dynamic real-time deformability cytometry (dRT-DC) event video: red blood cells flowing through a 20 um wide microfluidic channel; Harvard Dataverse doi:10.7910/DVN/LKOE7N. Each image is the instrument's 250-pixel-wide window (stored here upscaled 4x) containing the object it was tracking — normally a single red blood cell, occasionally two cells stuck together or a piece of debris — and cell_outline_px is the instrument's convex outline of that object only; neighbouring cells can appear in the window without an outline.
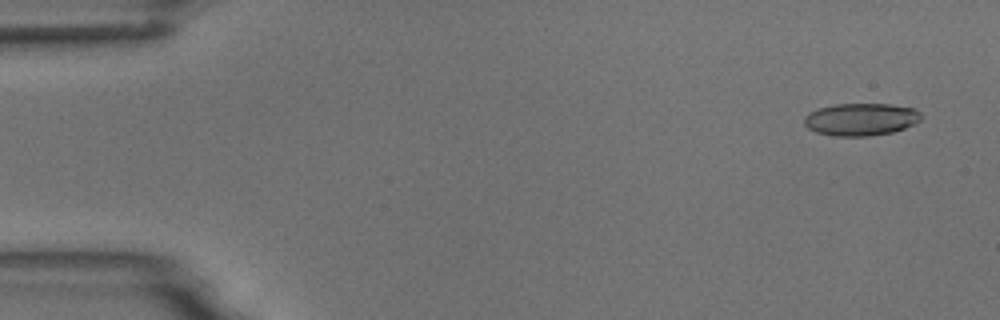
{"species": "common noctule bat (a hibernating species)", "species_latin": "Nyctalus noctula", "temperature_condition": "room temperature", "stored_images_in_passage": 6, "camera_frame_rate_fps": 3000, "um_per_image_px": 0.085, "animal": {"sex": "male", "body_mass_g": 18.8}, "frame": {"image": 1, "passage_image": 1, "time_ms": 0.0, "image_size_px": [1000, 320], "cell_outline_px": [[920, 120], [904, 128], [892, 132], [868, 136], [832, 136], [816, 132], [808, 128], [804, 124], [804, 116], [808, 112], [820, 108], [836, 104], [888, 104], [916, 108], [920, 112]], "centroid_in_image_um": [73.15, 10.14], "position_along_channel_um": 11.9, "area_um2": 22.08}}
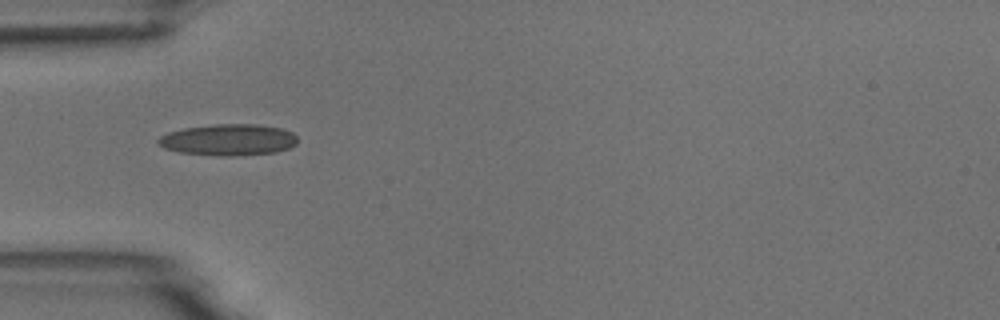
{"frame": {"image": 2, "passage_image": 5, "time_ms": 4.667, "image_size_px": [1000, 320], "cell_outline_px": [[296, 144], [288, 148], [276, 152], [232, 156], [220, 156], [180, 152], [164, 148], [156, 140], [160, 136], [168, 132], [184, 128], [216, 124], [256, 124], [280, 128], [292, 132], [296, 136]], "centroid_in_image_um": [19.41, 11.88], "position_along_channel_um": 65.6, "area_um2": 25.37}}